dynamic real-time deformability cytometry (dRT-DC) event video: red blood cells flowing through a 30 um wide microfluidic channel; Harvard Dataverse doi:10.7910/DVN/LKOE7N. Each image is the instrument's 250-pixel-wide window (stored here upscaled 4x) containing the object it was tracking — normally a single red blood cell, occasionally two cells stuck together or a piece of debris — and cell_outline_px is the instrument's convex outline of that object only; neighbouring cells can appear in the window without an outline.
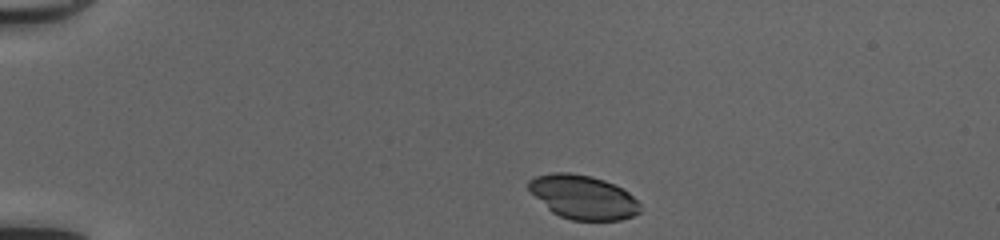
{"species": "common noctule bat (a hibernating species)", "species_latin": "Nyctalus noctula", "temperature_condition": "cold", "stored_images_in_passage": 40, "camera_frame_rate_fps": 3000, "um_per_image_px": 0.085, "animal": {"sex": "female", "body_mass_g": 20.0, "forearm_length_mm": 54.0}, "frame": {"image": 1, "passage_image": 1, "time_ms": 0.0, "image_size_px": [1000, 240], "cell_outline_px": [[640, 212], [632, 216], [620, 220], [572, 220], [560, 216], [552, 212], [528, 188], [528, 180], [536, 176], [552, 172], [568, 172], [592, 176], [604, 180], [628, 192], [640, 204]], "centroid_in_image_um": [49.56, 16.75], "position_along_channel_um": 35.4, "area_um2": 28.21}}
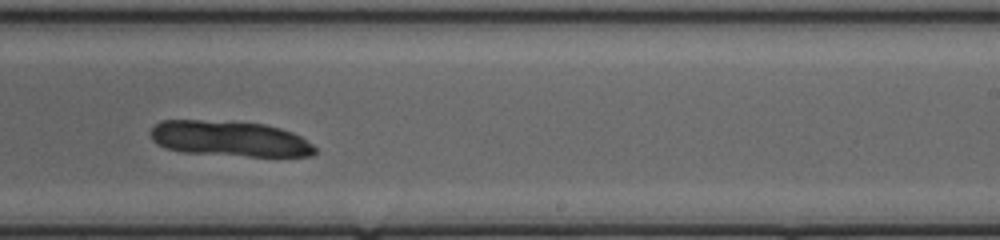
{"frame": {"image": 2, "passage_image": 23, "time_ms": 7.333, "image_size_px": [1000, 240], "cell_outline_px": [[316, 152], [312, 156], [248, 156], [184, 152], [164, 148], [156, 144], [152, 140], [152, 128], [160, 120], [200, 120], [264, 124], [280, 128], [292, 132], [300, 136], [312, 144], [316, 148]], "centroid_in_image_um": [19.52, 11.79], "position_along_channel_um": 269.5, "area_um2": 33.81}}
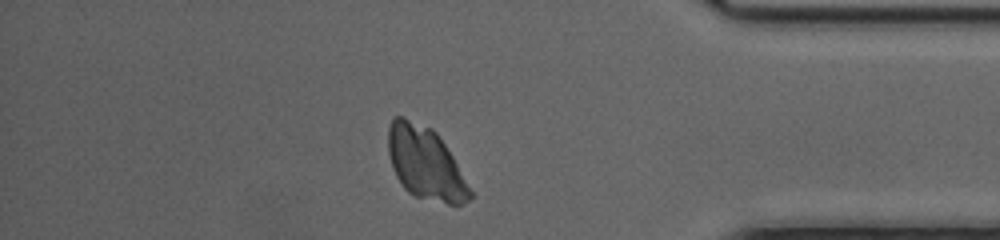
{"frame": {"image": 3, "passage_image": 34, "time_ms": 11.0, "image_size_px": [1000, 240], "cell_outline_px": [[472, 196], [468, 200], [460, 204], [448, 204], [416, 196], [408, 192], [404, 188], [396, 176], [392, 168], [388, 152], [388, 128], [392, 116], [404, 116], [432, 128], [436, 132], [452, 156], [472, 192]], "centroid_in_image_um": [36.11, 13.85], "position_along_channel_um": 399.1, "area_um2": 34.33}}